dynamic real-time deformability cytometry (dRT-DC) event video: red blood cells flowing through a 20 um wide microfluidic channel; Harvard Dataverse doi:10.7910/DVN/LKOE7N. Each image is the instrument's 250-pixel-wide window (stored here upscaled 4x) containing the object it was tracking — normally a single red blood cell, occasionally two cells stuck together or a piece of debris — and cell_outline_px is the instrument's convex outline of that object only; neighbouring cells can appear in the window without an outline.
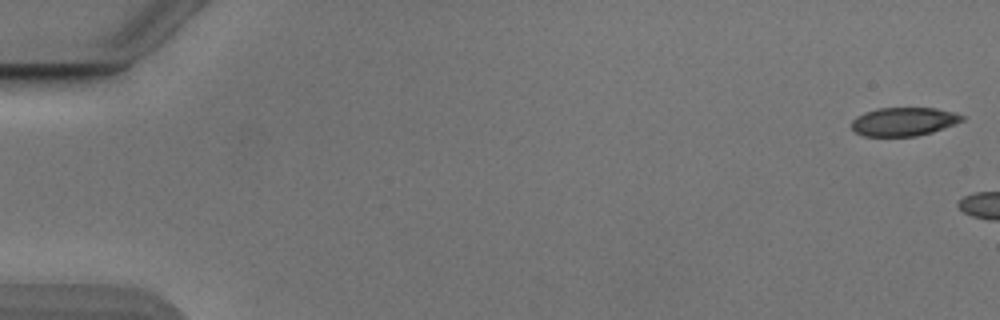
{"species": "Egyptian fruit bat (a non-hibernating species)", "species_latin": "Rousettus aegyptiacus", "temperature_condition": "cold", "stored_images_in_passage": 5, "camera_frame_rate_fps": 3000, "um_per_image_px": 0.085, "animal": {"sex": "male"}, "frame": {"image": 1, "passage_image": 1, "time_ms": 0.0, "image_size_px": [1000, 320], "cell_outline_px": [[964, 120], [956, 124], [932, 132], [916, 136], [864, 136], [856, 132], [852, 128], [852, 120], [856, 116], [864, 112], [880, 108], [936, 108], [952, 112], [964, 116]], "centroid_in_image_um": [76.82, 10.34], "position_along_channel_um": 8.2, "area_um2": 18.32}}